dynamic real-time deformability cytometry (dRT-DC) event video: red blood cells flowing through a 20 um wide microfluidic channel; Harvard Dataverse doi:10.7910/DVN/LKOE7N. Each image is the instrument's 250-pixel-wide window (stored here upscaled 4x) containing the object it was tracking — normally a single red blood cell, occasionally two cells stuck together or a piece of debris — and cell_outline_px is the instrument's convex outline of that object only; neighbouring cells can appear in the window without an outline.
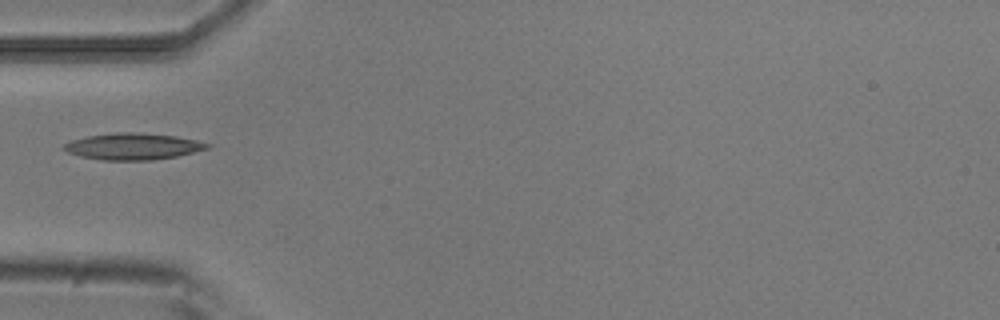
{"species": "common noctule bat (a hibernating species)", "species_latin": "Nyctalus noctula", "temperature_condition": "room temperature", "stored_images_in_passage": 7, "camera_frame_rate_fps": 3000, "um_per_image_px": 0.085, "animal": {"sex": "male", "body_mass_g": 20.5, "forearm_length_mm": 52.5}, "frame": {"image": 1, "passage_image": 6, "time_ms": 1.667, "image_size_px": [1000, 320], "cell_outline_px": [[212, 144], [208, 148], [176, 156], [152, 160], [104, 160], [80, 156], [68, 152], [64, 148], [64, 144], [72, 140], [88, 136], [116, 132], [136, 132], [176, 136], [196, 140]], "centroid_in_image_um": [11.31, 12.44], "position_along_channel_um": 73.7, "area_um2": 21.91}}
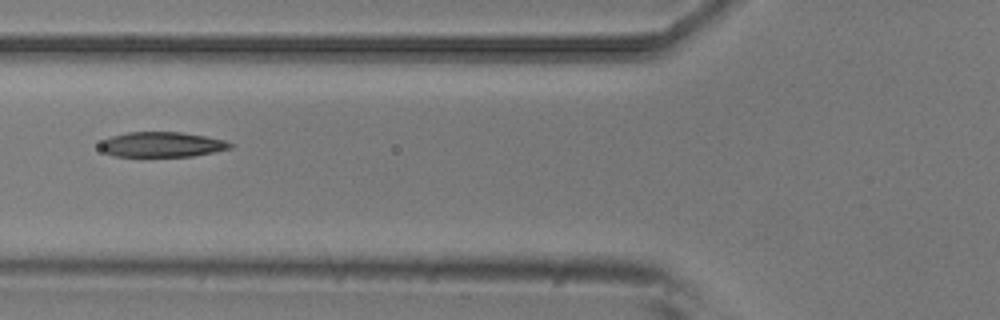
{"frame": {"image": 2, "passage_image": 7, "time_ms": 2.0, "image_size_px": [1000, 320], "cell_outline_px": [[236, 144], [232, 148], [192, 156], [112, 156], [104, 152], [100, 148], [100, 144], [104, 140], [112, 136], [128, 132], [180, 132], [204, 136], [224, 140]], "centroid_in_image_um": [13.78, 12.28], "position_along_channel_um": 112.0, "area_um2": 18.9}}